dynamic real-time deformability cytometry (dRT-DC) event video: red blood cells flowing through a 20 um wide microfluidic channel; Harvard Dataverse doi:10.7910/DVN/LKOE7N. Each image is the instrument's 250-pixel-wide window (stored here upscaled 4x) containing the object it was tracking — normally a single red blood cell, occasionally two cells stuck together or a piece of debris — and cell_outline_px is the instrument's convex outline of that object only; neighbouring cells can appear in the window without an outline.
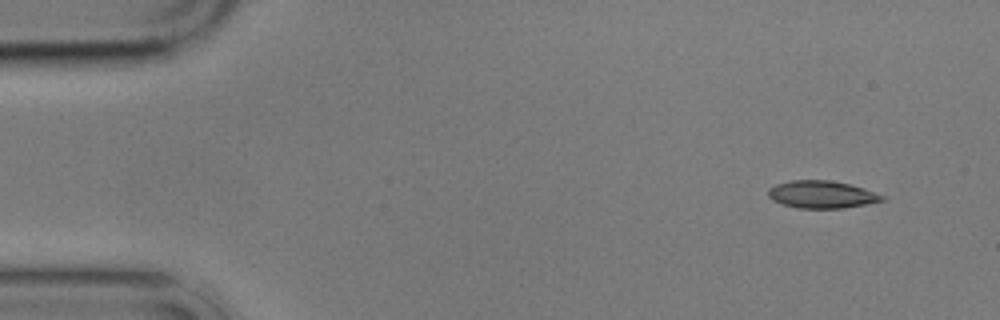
{"species": "common noctule bat (a hibernating species)", "species_latin": "Nyctalus noctula", "temperature_condition": "cold", "stored_images_in_passage": 5, "camera_frame_rate_fps": 3000, "um_per_image_px": 0.085, "animal": {"sex": "male", "body_mass_g": 17.9}, "frame": {"image": 1, "passage_image": 1, "time_ms": 0.0, "image_size_px": [1000, 320], "cell_outline_px": [[884, 200], [844, 208], [796, 208], [772, 200], [768, 196], [768, 188], [776, 184], [792, 180], [828, 180], [848, 184], [864, 188], [884, 196]], "centroid_in_image_um": [69.81, 16.53], "position_along_channel_um": 15.2, "area_um2": 18.03}}
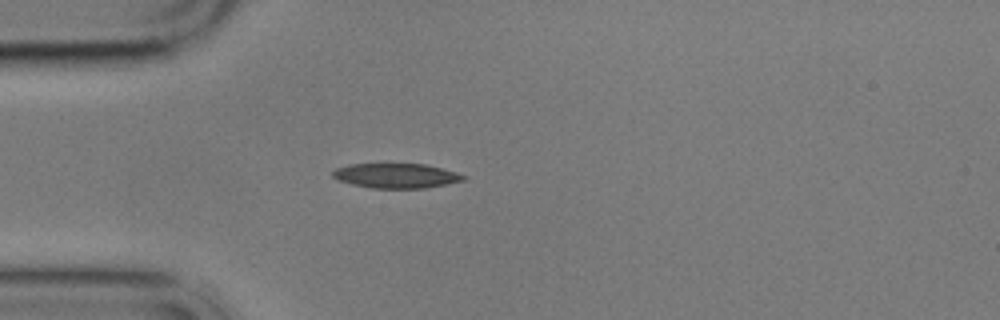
{"frame": {"image": 2, "passage_image": 4, "time_ms": 3.667, "image_size_px": [1000, 320], "cell_outline_px": [[468, 176], [464, 180], [448, 184], [424, 188], [372, 188], [352, 184], [340, 180], [332, 176], [332, 172], [336, 168], [348, 164], [424, 164], [456, 172]], "centroid_in_image_um": [33.69, 14.93], "position_along_channel_um": 51.3, "area_um2": 18.73}}